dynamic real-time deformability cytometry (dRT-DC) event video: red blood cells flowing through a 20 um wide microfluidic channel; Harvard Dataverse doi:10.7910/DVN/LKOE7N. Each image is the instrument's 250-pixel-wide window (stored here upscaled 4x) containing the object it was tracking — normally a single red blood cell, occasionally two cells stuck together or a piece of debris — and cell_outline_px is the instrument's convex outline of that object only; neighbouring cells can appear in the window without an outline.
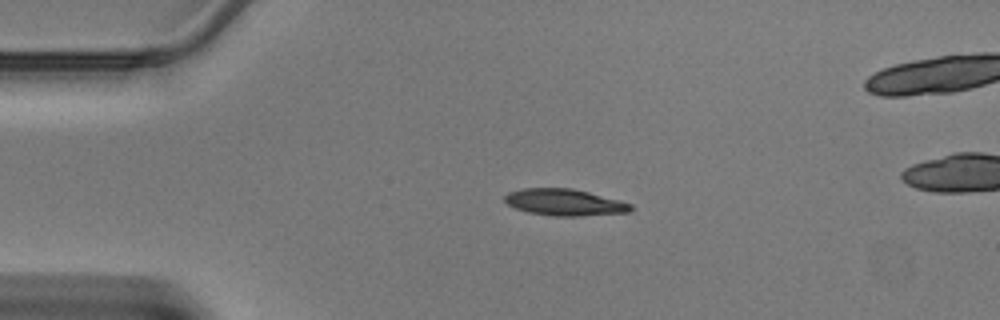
{"species": "Egyptian fruit bat (a non-hibernating species)", "species_latin": "Rousettus aegyptiacus", "temperature_condition": "warm", "stored_images_in_passage": 37, "camera_frame_rate_fps": 3000, "um_per_image_px": 0.085, "animal": {"sex": "male"}, "frame": {"image": 1, "passage_image": 1, "time_ms": 0.0, "image_size_px": [1000, 320], "cell_outline_px": [[632, 208], [628, 212], [580, 216], [552, 216], [528, 212], [516, 208], [508, 204], [504, 200], [504, 196], [508, 192], [524, 188], [572, 188], [620, 200], [632, 204]], "centroid_in_image_um": [47.97, 17.19], "position_along_channel_um": 37.0, "area_um2": 19.48}}
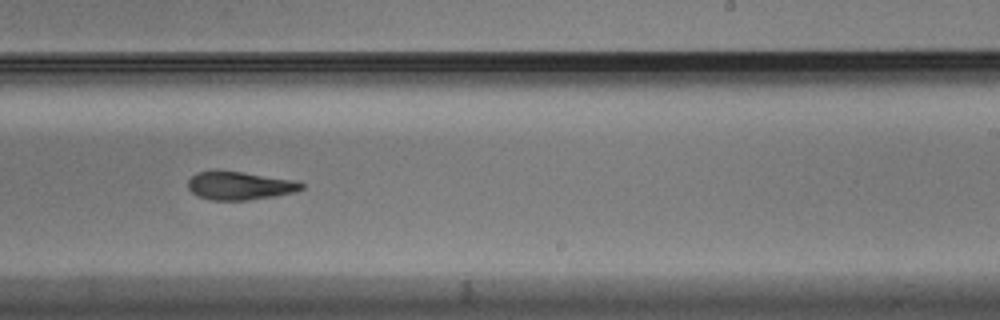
{"frame": {"image": 2, "passage_image": 19, "time_ms": 6.0, "image_size_px": [1000, 320], "cell_outline_px": [[304, 188], [292, 192], [276, 196], [248, 200], [212, 200], [200, 196], [192, 192], [188, 188], [188, 180], [196, 172], [216, 168], [300, 180], [304, 184]], "centroid_in_image_um": [20.38, 15.74], "position_along_channel_um": 268.6, "area_um2": 19.25}}
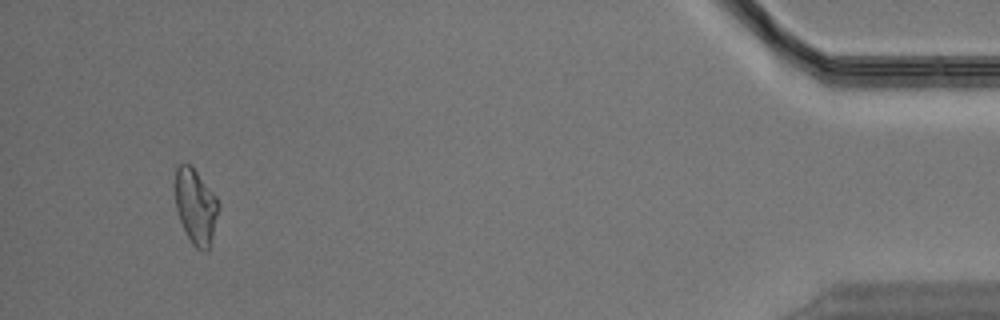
{"frame": {"image": 3, "passage_image": 34, "time_ms": 11.0, "image_size_px": [1000, 320], "cell_outline_px": [[220, 204], [208, 252], [204, 252], [196, 248], [192, 244], [180, 220], [176, 208], [176, 168], [180, 164], [188, 164], [196, 172], [216, 196]], "centroid_in_image_um": [16.65, 17.59], "position_along_channel_um": 418.6, "area_um2": 18.55}}